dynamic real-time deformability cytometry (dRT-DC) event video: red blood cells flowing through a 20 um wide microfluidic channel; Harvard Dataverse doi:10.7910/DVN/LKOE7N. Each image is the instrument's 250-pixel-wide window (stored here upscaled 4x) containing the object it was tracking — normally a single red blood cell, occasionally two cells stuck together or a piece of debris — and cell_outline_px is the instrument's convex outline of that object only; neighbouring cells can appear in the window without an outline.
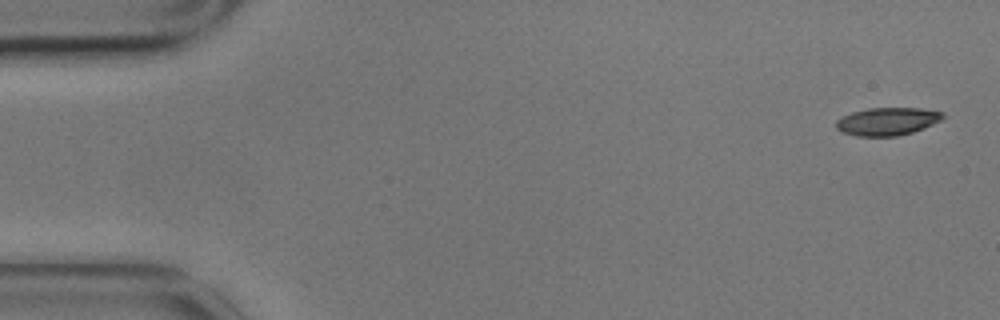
{"species": "common noctule bat (a hibernating species)", "species_latin": "Nyctalus noctula", "temperature_condition": "cold", "stored_images_in_passage": 5, "camera_frame_rate_fps": 3000, "um_per_image_px": 0.085, "animal": {"sex": "male", "body_mass_g": 17.9}, "frame": {"image": 1, "passage_image": 1, "time_ms": 0.0, "image_size_px": [1000, 320], "cell_outline_px": [[944, 116], [940, 120], [924, 128], [912, 132], [896, 136], [856, 136], [844, 132], [836, 128], [836, 120], [852, 112], [868, 108], [920, 108], [944, 112]], "centroid_in_image_um": [75.43, 10.31], "position_along_channel_um": 9.6, "area_um2": 17.17}}
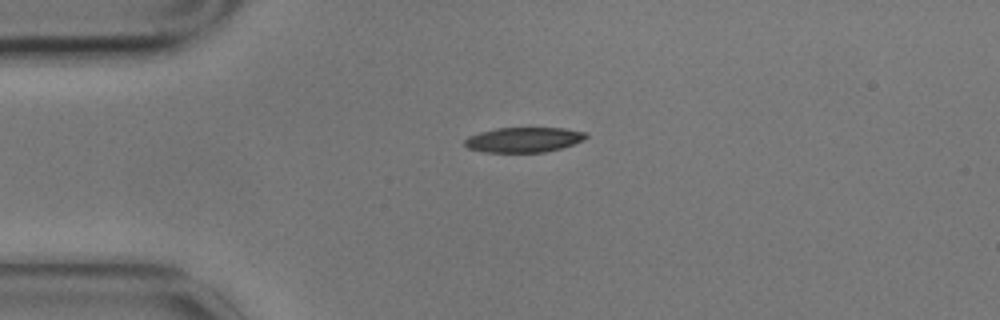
{"frame": {"image": 2, "passage_image": 4, "time_ms": 1.0, "image_size_px": [1000, 320], "cell_outline_px": [[588, 136], [584, 140], [560, 148], [544, 152], [484, 152], [468, 148], [464, 144], [464, 140], [468, 136], [480, 132], [496, 128], [564, 128], [584, 132]], "centroid_in_image_um": [44.49, 11.87], "position_along_channel_um": 40.5, "area_um2": 17.57}}